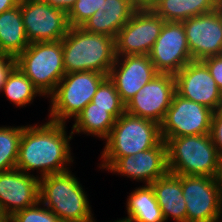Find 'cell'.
I'll return each mask as SVG.
<instances>
[{"instance_id": "cell-1", "label": "cell", "mask_w": 222, "mask_h": 222, "mask_svg": "<svg viewBox=\"0 0 222 222\" xmlns=\"http://www.w3.org/2000/svg\"><path fill=\"white\" fill-rule=\"evenodd\" d=\"M65 125L48 120L41 126H23L16 169L27 174L39 170L40 178L69 170L73 133L68 136Z\"/></svg>"}, {"instance_id": "cell-2", "label": "cell", "mask_w": 222, "mask_h": 222, "mask_svg": "<svg viewBox=\"0 0 222 222\" xmlns=\"http://www.w3.org/2000/svg\"><path fill=\"white\" fill-rule=\"evenodd\" d=\"M63 62L66 74L95 71L109 75L116 60L115 38L70 27L62 39Z\"/></svg>"}, {"instance_id": "cell-3", "label": "cell", "mask_w": 222, "mask_h": 222, "mask_svg": "<svg viewBox=\"0 0 222 222\" xmlns=\"http://www.w3.org/2000/svg\"><path fill=\"white\" fill-rule=\"evenodd\" d=\"M105 140L99 167L108 170L120 157L155 147L162 137L158 123L125 112L116 119Z\"/></svg>"}, {"instance_id": "cell-4", "label": "cell", "mask_w": 222, "mask_h": 222, "mask_svg": "<svg viewBox=\"0 0 222 222\" xmlns=\"http://www.w3.org/2000/svg\"><path fill=\"white\" fill-rule=\"evenodd\" d=\"M39 201L62 222H93L82 185L70 170L40 178Z\"/></svg>"}, {"instance_id": "cell-5", "label": "cell", "mask_w": 222, "mask_h": 222, "mask_svg": "<svg viewBox=\"0 0 222 222\" xmlns=\"http://www.w3.org/2000/svg\"><path fill=\"white\" fill-rule=\"evenodd\" d=\"M162 139L167 144L170 173L216 177L220 155L210 134Z\"/></svg>"}, {"instance_id": "cell-6", "label": "cell", "mask_w": 222, "mask_h": 222, "mask_svg": "<svg viewBox=\"0 0 222 222\" xmlns=\"http://www.w3.org/2000/svg\"><path fill=\"white\" fill-rule=\"evenodd\" d=\"M16 61L43 96L49 97L66 74L62 40L30 43Z\"/></svg>"}, {"instance_id": "cell-7", "label": "cell", "mask_w": 222, "mask_h": 222, "mask_svg": "<svg viewBox=\"0 0 222 222\" xmlns=\"http://www.w3.org/2000/svg\"><path fill=\"white\" fill-rule=\"evenodd\" d=\"M107 75L95 71L71 72L65 74L55 91L49 96L50 121L65 123L76 116L92 101L100 83Z\"/></svg>"}, {"instance_id": "cell-8", "label": "cell", "mask_w": 222, "mask_h": 222, "mask_svg": "<svg viewBox=\"0 0 222 222\" xmlns=\"http://www.w3.org/2000/svg\"><path fill=\"white\" fill-rule=\"evenodd\" d=\"M21 14L30 43L60 41L70 29L67 12L43 0H21Z\"/></svg>"}, {"instance_id": "cell-9", "label": "cell", "mask_w": 222, "mask_h": 222, "mask_svg": "<svg viewBox=\"0 0 222 222\" xmlns=\"http://www.w3.org/2000/svg\"><path fill=\"white\" fill-rule=\"evenodd\" d=\"M214 111L176 92L160 124L162 138L210 134Z\"/></svg>"}, {"instance_id": "cell-10", "label": "cell", "mask_w": 222, "mask_h": 222, "mask_svg": "<svg viewBox=\"0 0 222 222\" xmlns=\"http://www.w3.org/2000/svg\"><path fill=\"white\" fill-rule=\"evenodd\" d=\"M182 192L186 222H219L222 197L215 177L182 175Z\"/></svg>"}, {"instance_id": "cell-11", "label": "cell", "mask_w": 222, "mask_h": 222, "mask_svg": "<svg viewBox=\"0 0 222 222\" xmlns=\"http://www.w3.org/2000/svg\"><path fill=\"white\" fill-rule=\"evenodd\" d=\"M164 23L152 9H137L115 38L116 56L148 55Z\"/></svg>"}, {"instance_id": "cell-12", "label": "cell", "mask_w": 222, "mask_h": 222, "mask_svg": "<svg viewBox=\"0 0 222 222\" xmlns=\"http://www.w3.org/2000/svg\"><path fill=\"white\" fill-rule=\"evenodd\" d=\"M148 55L157 72L162 74L175 75L193 61L183 23L165 21Z\"/></svg>"}, {"instance_id": "cell-13", "label": "cell", "mask_w": 222, "mask_h": 222, "mask_svg": "<svg viewBox=\"0 0 222 222\" xmlns=\"http://www.w3.org/2000/svg\"><path fill=\"white\" fill-rule=\"evenodd\" d=\"M174 78L178 95L206 106L214 112L220 110L222 93L201 60L189 62L174 75Z\"/></svg>"}, {"instance_id": "cell-14", "label": "cell", "mask_w": 222, "mask_h": 222, "mask_svg": "<svg viewBox=\"0 0 222 222\" xmlns=\"http://www.w3.org/2000/svg\"><path fill=\"white\" fill-rule=\"evenodd\" d=\"M175 92L174 75L158 73L126 104V112L160 125Z\"/></svg>"}, {"instance_id": "cell-15", "label": "cell", "mask_w": 222, "mask_h": 222, "mask_svg": "<svg viewBox=\"0 0 222 222\" xmlns=\"http://www.w3.org/2000/svg\"><path fill=\"white\" fill-rule=\"evenodd\" d=\"M192 60L222 54V8L182 21Z\"/></svg>"}, {"instance_id": "cell-16", "label": "cell", "mask_w": 222, "mask_h": 222, "mask_svg": "<svg viewBox=\"0 0 222 222\" xmlns=\"http://www.w3.org/2000/svg\"><path fill=\"white\" fill-rule=\"evenodd\" d=\"M40 178L19 169L0 172V212L12 217L39 202Z\"/></svg>"}, {"instance_id": "cell-17", "label": "cell", "mask_w": 222, "mask_h": 222, "mask_svg": "<svg viewBox=\"0 0 222 222\" xmlns=\"http://www.w3.org/2000/svg\"><path fill=\"white\" fill-rule=\"evenodd\" d=\"M108 170L150 185L169 172L167 144L162 139L151 149L120 157Z\"/></svg>"}, {"instance_id": "cell-18", "label": "cell", "mask_w": 222, "mask_h": 222, "mask_svg": "<svg viewBox=\"0 0 222 222\" xmlns=\"http://www.w3.org/2000/svg\"><path fill=\"white\" fill-rule=\"evenodd\" d=\"M157 74L149 55H126L116 57L108 77L126 105Z\"/></svg>"}, {"instance_id": "cell-19", "label": "cell", "mask_w": 222, "mask_h": 222, "mask_svg": "<svg viewBox=\"0 0 222 222\" xmlns=\"http://www.w3.org/2000/svg\"><path fill=\"white\" fill-rule=\"evenodd\" d=\"M137 8L129 0H105L81 26L85 31L116 38Z\"/></svg>"}, {"instance_id": "cell-20", "label": "cell", "mask_w": 222, "mask_h": 222, "mask_svg": "<svg viewBox=\"0 0 222 222\" xmlns=\"http://www.w3.org/2000/svg\"><path fill=\"white\" fill-rule=\"evenodd\" d=\"M150 185L154 190L165 222L170 217L175 222H186V202L182 192V175L168 172Z\"/></svg>"}, {"instance_id": "cell-21", "label": "cell", "mask_w": 222, "mask_h": 222, "mask_svg": "<svg viewBox=\"0 0 222 222\" xmlns=\"http://www.w3.org/2000/svg\"><path fill=\"white\" fill-rule=\"evenodd\" d=\"M30 42L26 36L19 4L0 14V54L17 58Z\"/></svg>"}, {"instance_id": "cell-22", "label": "cell", "mask_w": 222, "mask_h": 222, "mask_svg": "<svg viewBox=\"0 0 222 222\" xmlns=\"http://www.w3.org/2000/svg\"><path fill=\"white\" fill-rule=\"evenodd\" d=\"M124 222H165L151 185L136 188L129 193Z\"/></svg>"}, {"instance_id": "cell-23", "label": "cell", "mask_w": 222, "mask_h": 222, "mask_svg": "<svg viewBox=\"0 0 222 222\" xmlns=\"http://www.w3.org/2000/svg\"><path fill=\"white\" fill-rule=\"evenodd\" d=\"M222 0H158L151 8L164 21L182 22L188 18L211 12Z\"/></svg>"}, {"instance_id": "cell-24", "label": "cell", "mask_w": 222, "mask_h": 222, "mask_svg": "<svg viewBox=\"0 0 222 222\" xmlns=\"http://www.w3.org/2000/svg\"><path fill=\"white\" fill-rule=\"evenodd\" d=\"M116 119L109 113V109L93 107L88 103L76 116L72 126V133H84L94 135L100 139H106L111 132Z\"/></svg>"}, {"instance_id": "cell-25", "label": "cell", "mask_w": 222, "mask_h": 222, "mask_svg": "<svg viewBox=\"0 0 222 222\" xmlns=\"http://www.w3.org/2000/svg\"><path fill=\"white\" fill-rule=\"evenodd\" d=\"M1 92L18 107L32 103L37 95L43 96L18 66L8 76Z\"/></svg>"}, {"instance_id": "cell-26", "label": "cell", "mask_w": 222, "mask_h": 222, "mask_svg": "<svg viewBox=\"0 0 222 222\" xmlns=\"http://www.w3.org/2000/svg\"><path fill=\"white\" fill-rule=\"evenodd\" d=\"M23 126L0 127V172L16 168Z\"/></svg>"}, {"instance_id": "cell-27", "label": "cell", "mask_w": 222, "mask_h": 222, "mask_svg": "<svg viewBox=\"0 0 222 222\" xmlns=\"http://www.w3.org/2000/svg\"><path fill=\"white\" fill-rule=\"evenodd\" d=\"M91 102L93 107L109 109V113L115 119L126 112V105L122 102L114 82L108 76L100 83Z\"/></svg>"}, {"instance_id": "cell-28", "label": "cell", "mask_w": 222, "mask_h": 222, "mask_svg": "<svg viewBox=\"0 0 222 222\" xmlns=\"http://www.w3.org/2000/svg\"><path fill=\"white\" fill-rule=\"evenodd\" d=\"M105 2V0H77L67 12L70 27H81Z\"/></svg>"}, {"instance_id": "cell-29", "label": "cell", "mask_w": 222, "mask_h": 222, "mask_svg": "<svg viewBox=\"0 0 222 222\" xmlns=\"http://www.w3.org/2000/svg\"><path fill=\"white\" fill-rule=\"evenodd\" d=\"M39 201L32 207L16 212L10 222H62L55 213Z\"/></svg>"}, {"instance_id": "cell-30", "label": "cell", "mask_w": 222, "mask_h": 222, "mask_svg": "<svg viewBox=\"0 0 222 222\" xmlns=\"http://www.w3.org/2000/svg\"><path fill=\"white\" fill-rule=\"evenodd\" d=\"M208 68L214 78L220 92L222 93V54L209 56L201 60Z\"/></svg>"}, {"instance_id": "cell-31", "label": "cell", "mask_w": 222, "mask_h": 222, "mask_svg": "<svg viewBox=\"0 0 222 222\" xmlns=\"http://www.w3.org/2000/svg\"><path fill=\"white\" fill-rule=\"evenodd\" d=\"M210 135L220 157H222V112L220 110L213 113Z\"/></svg>"}, {"instance_id": "cell-32", "label": "cell", "mask_w": 222, "mask_h": 222, "mask_svg": "<svg viewBox=\"0 0 222 222\" xmlns=\"http://www.w3.org/2000/svg\"><path fill=\"white\" fill-rule=\"evenodd\" d=\"M17 66L16 58L0 54V92L12 70Z\"/></svg>"}, {"instance_id": "cell-33", "label": "cell", "mask_w": 222, "mask_h": 222, "mask_svg": "<svg viewBox=\"0 0 222 222\" xmlns=\"http://www.w3.org/2000/svg\"><path fill=\"white\" fill-rule=\"evenodd\" d=\"M50 4L51 6L64 9L66 12L74 5L77 0H43Z\"/></svg>"}, {"instance_id": "cell-34", "label": "cell", "mask_w": 222, "mask_h": 222, "mask_svg": "<svg viewBox=\"0 0 222 222\" xmlns=\"http://www.w3.org/2000/svg\"><path fill=\"white\" fill-rule=\"evenodd\" d=\"M137 9H151L158 0H129Z\"/></svg>"}, {"instance_id": "cell-35", "label": "cell", "mask_w": 222, "mask_h": 222, "mask_svg": "<svg viewBox=\"0 0 222 222\" xmlns=\"http://www.w3.org/2000/svg\"><path fill=\"white\" fill-rule=\"evenodd\" d=\"M20 0H0V14L19 4Z\"/></svg>"}, {"instance_id": "cell-36", "label": "cell", "mask_w": 222, "mask_h": 222, "mask_svg": "<svg viewBox=\"0 0 222 222\" xmlns=\"http://www.w3.org/2000/svg\"><path fill=\"white\" fill-rule=\"evenodd\" d=\"M217 181V185L220 189L221 197H222V157H220L217 174L215 177Z\"/></svg>"}, {"instance_id": "cell-37", "label": "cell", "mask_w": 222, "mask_h": 222, "mask_svg": "<svg viewBox=\"0 0 222 222\" xmlns=\"http://www.w3.org/2000/svg\"><path fill=\"white\" fill-rule=\"evenodd\" d=\"M0 222H10V217L0 212Z\"/></svg>"}, {"instance_id": "cell-38", "label": "cell", "mask_w": 222, "mask_h": 222, "mask_svg": "<svg viewBox=\"0 0 222 222\" xmlns=\"http://www.w3.org/2000/svg\"><path fill=\"white\" fill-rule=\"evenodd\" d=\"M93 222H96V221H93ZM114 222V221H113ZM115 222H124L123 220H120V219H118V220H116Z\"/></svg>"}]
</instances>
